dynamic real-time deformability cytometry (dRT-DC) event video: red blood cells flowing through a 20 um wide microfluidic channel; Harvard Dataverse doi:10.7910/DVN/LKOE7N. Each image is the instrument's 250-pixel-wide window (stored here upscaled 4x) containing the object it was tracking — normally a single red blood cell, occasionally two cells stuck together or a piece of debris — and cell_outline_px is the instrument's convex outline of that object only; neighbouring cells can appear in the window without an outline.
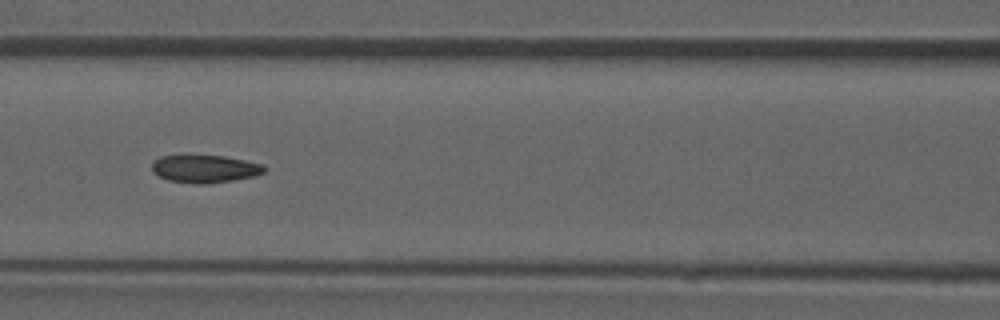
{"species": "common noctule bat (a hibernating species)", "species_latin": "Nyctalus noctula", "temperature_condition": "room temperature", "stored_images_in_passage": 51, "camera_frame_rate_fps": 3000, "um_per_image_px": 0.085, "animal": {"sex": "male", "forearm_length_mm": 52.5}, "frame": {"image": 1, "passage_image": 22, "time_ms": 7.0, "image_size_px": [1000, 320], "cell_outline_px": [[268, 168], [264, 172], [256, 176], [232, 180], [204, 184], [200, 184], [168, 180], [152, 172], [152, 164], [160, 156], [180, 152], [224, 156], [264, 164]], "centroid_in_image_um": [17.39, 14.29], "position_along_channel_um": 149.2, "area_um2": 18.9}, "authors_computed_cell_mechanics": {"area_um2": 18.6694, "velocity_mm_per_s": 3.9209, "shape_relaxation_time_tau1_ms": null, "shape_relaxation_time_tau2_ms": 0.9276, "deformation_change_tau1": null, "deformation_change_tau2": 0.0663}}